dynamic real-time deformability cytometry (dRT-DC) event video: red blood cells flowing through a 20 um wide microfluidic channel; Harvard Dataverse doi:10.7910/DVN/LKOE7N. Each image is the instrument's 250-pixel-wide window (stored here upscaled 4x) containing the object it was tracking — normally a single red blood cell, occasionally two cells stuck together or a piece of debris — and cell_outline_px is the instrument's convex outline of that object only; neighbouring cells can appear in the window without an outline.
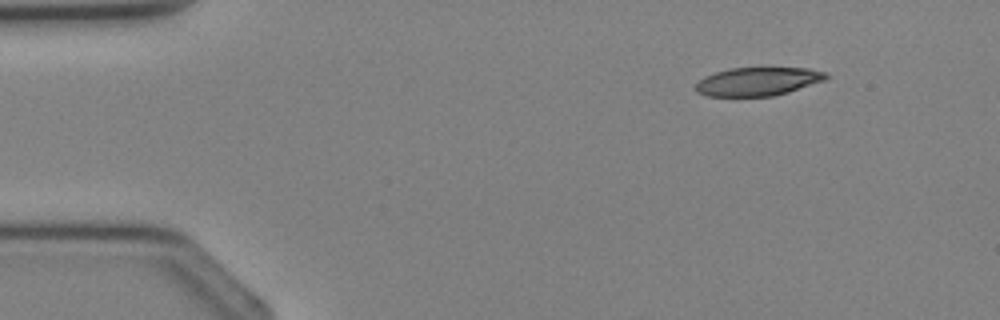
{"species": "Egyptian fruit bat (a non-hibernating species)", "species_latin": "Rousettus aegyptiacus", "temperature_condition": "cold", "stored_images_in_passage": 3, "camera_frame_rate_fps": 3000, "um_per_image_px": 0.085, "animal": {"sex": "female"}, "frame": {"image": 1, "passage_image": 3, "time_ms": 2.333, "image_size_px": [1000, 320], "cell_outline_px": [[828, 80], [788, 92], [772, 96], [708, 96], [696, 92], [696, 84], [704, 76], [728, 68], [808, 68], [828, 72]], "centroid_in_image_um": [64.47, 6.92], "position_along_channel_um": 20.5, "area_um2": 21.73}}